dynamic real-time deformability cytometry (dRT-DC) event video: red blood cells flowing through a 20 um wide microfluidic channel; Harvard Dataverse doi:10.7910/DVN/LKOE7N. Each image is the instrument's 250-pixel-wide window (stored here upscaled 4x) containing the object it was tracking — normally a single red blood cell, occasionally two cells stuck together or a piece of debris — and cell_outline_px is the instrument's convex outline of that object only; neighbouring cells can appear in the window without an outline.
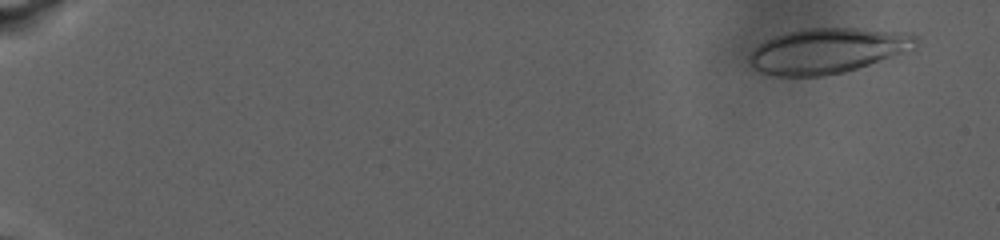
{"species": "human", "species_latin": "Homo sapiens", "temperature_condition": "warm", "stored_images_in_passage": 27, "camera_frame_rate_fps": 3000, "um_per_image_px": 0.085, "donor": {"sex": "male"}, "frame": {"image": 1, "passage_image": 5, "time_ms": 1.667, "image_size_px": [1000, 240], "cell_outline_px": [[920, 40], [916, 52], [844, 72], [824, 76], [780, 76], [764, 72], [752, 68], [748, 60], [748, 56], [764, 40], [788, 32], [808, 28], [856, 28], [912, 32]], "centroid_in_image_um": [70.52, 4.31], "position_along_channel_um": 14.5, "area_um2": 44.85}}